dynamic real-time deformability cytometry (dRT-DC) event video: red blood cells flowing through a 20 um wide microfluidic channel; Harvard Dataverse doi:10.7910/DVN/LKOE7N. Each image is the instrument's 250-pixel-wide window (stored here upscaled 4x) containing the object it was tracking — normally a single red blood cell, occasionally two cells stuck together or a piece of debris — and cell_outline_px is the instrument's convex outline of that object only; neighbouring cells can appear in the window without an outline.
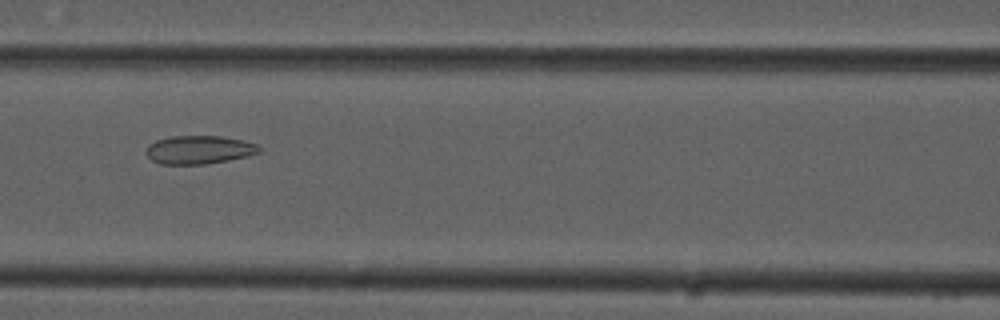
{"species": "common noctule bat (a hibernating species)", "species_latin": "Nyctalus noctula", "temperature_condition": "cold", "stored_images_in_passage": 4, "camera_frame_rate_fps": 3000, "um_per_image_px": 0.085, "animal": {"sex": "male", "forearm_length_mm": 52.5}, "frame": {"image": 1, "passage_image": 3, "time_ms": 0.667, "image_size_px": [1000, 320], "cell_outline_px": [[260, 152], [248, 156], [228, 160], [204, 164], [160, 164], [152, 160], [144, 152], [148, 144], [156, 140], [172, 136], [220, 136], [244, 140], [256, 144], [260, 148]], "centroid_in_image_um": [16.9, 12.73], "position_along_channel_um": 149.7, "area_um2": 18.73}}
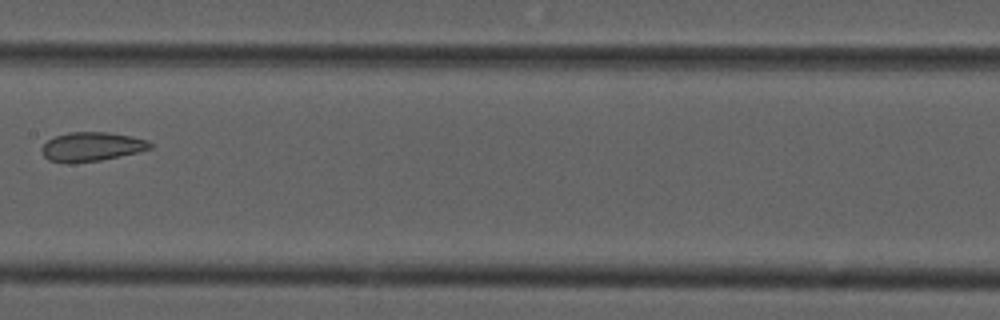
{"frame": {"image": 2, "passage_image": 4, "time_ms": 1.0, "image_size_px": [1000, 320], "cell_outline_px": [[152, 148], [140, 152], [100, 160], [48, 160], [44, 156], [40, 148], [48, 140], [56, 136], [72, 132], [108, 132], [148, 140], [152, 144]], "centroid_in_image_um": [7.85, 12.43], "position_along_channel_um": 199.5, "area_um2": 17.63}}